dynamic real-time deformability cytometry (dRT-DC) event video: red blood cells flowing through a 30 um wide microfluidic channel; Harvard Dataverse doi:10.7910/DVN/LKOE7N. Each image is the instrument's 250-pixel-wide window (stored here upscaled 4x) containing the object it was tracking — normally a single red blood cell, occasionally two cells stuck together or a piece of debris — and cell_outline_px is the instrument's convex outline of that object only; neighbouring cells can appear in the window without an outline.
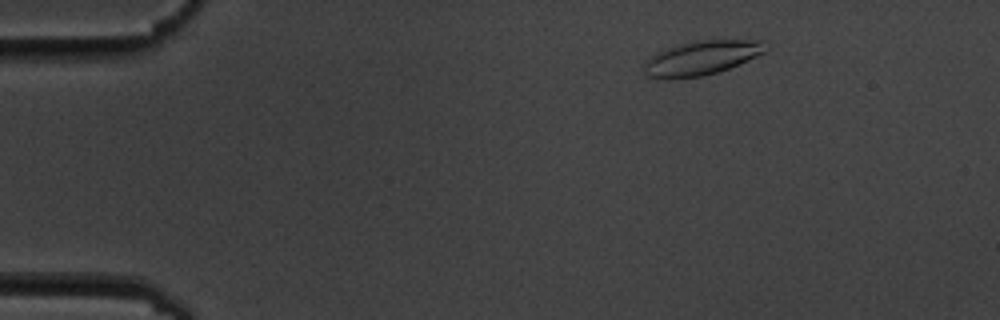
{"species": "common noctule bat (a hibernating species)", "species_latin": "Nyctalus noctula", "temperature_condition": "cold", "stored_images_in_passage": 5, "camera_frame_rate_fps": 3000, "um_per_image_px": 0.085, "animal": {"sex": "male", "body_mass_g": 19.5, "forearm_length_mm": 54.6}, "frame": {"image": 1, "passage_image": 2, "time_ms": 1.0, "image_size_px": [1000, 320], "cell_outline_px": [[768, 40], [764, 52], [756, 56], [728, 68], [716, 72], [700, 76], [648, 76], [644, 72], [644, 64], [656, 52], [680, 44], [700, 40]], "centroid_in_image_um": [59.7, 4.87], "position_along_channel_um": 25.3, "area_um2": 23.24}}